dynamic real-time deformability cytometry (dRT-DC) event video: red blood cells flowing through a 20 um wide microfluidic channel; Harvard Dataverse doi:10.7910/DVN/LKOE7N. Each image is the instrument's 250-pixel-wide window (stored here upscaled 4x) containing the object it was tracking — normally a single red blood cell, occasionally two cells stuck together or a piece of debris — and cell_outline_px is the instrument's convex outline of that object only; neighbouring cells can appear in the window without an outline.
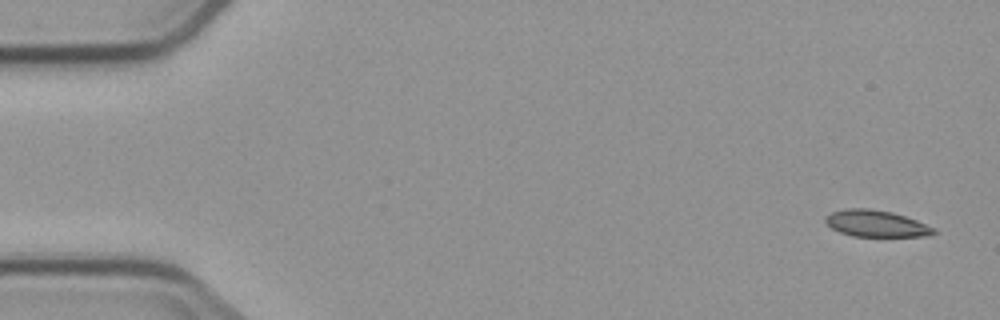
{"species": "common noctule bat (a hibernating species)", "species_latin": "Nyctalus noctula", "temperature_condition": "cold", "stored_images_in_passage": 5, "camera_frame_rate_fps": 3000, "um_per_image_px": 0.085, "animal": {"sex": "male", "body_mass_g": 23.1, "forearm_length_mm": 52.7}, "frame": {"image": 1, "passage_image": 1, "time_ms": 0.0, "image_size_px": [1000, 320], "cell_outline_px": [[940, 232], [932, 236], [852, 236], [840, 232], [832, 228], [824, 220], [824, 216], [832, 212], [848, 208], [868, 208], [892, 212], [916, 220], [936, 228]], "centroid_in_image_um": [74.52, 19.01], "position_along_channel_um": 10.5, "area_um2": 16.88}}